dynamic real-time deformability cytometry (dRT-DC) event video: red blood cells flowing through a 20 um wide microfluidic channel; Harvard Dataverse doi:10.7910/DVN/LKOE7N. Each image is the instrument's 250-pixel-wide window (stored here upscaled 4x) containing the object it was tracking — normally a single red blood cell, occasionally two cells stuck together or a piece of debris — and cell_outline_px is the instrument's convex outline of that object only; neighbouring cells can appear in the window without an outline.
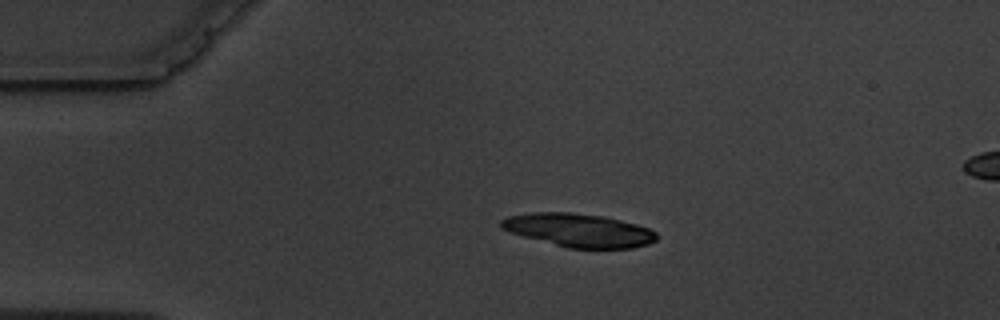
{"species": "common noctule bat (a hibernating species)", "species_latin": "Nyctalus noctula", "temperature_condition": "warm", "stored_images_in_passage": 4, "segment_of_instrument_passage": [1, 2], "camera_frame_rate_fps": 3000, "um_per_image_px": 0.085, "animal": {"sex": "male", "body_mass_g": 19.5, "forearm_length_mm": 54.6}, "frame": {"image": 1, "passage_image": 2, "time_ms": 2.0, "image_size_px": [1000, 320], "cell_outline_px": [[660, 236], [656, 240], [648, 244], [632, 248], [568, 248], [508, 232], [500, 228], [500, 220], [508, 216], [528, 212], [572, 212], [604, 216], [636, 224], [648, 228], [656, 232]], "centroid_in_image_um": [49.18, 19.56], "position_along_channel_um": 35.8, "area_um2": 30.4}}